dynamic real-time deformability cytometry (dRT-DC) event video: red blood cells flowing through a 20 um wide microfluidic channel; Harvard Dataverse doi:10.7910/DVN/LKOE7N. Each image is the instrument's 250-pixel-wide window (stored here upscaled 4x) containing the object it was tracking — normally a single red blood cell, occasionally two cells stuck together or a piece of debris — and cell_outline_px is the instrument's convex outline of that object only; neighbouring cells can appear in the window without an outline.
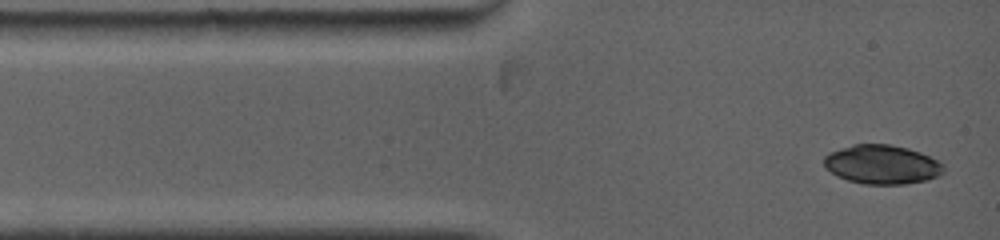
{"species": "common noctule bat (a hibernating species)", "species_latin": "Nyctalus noctula", "temperature_condition": "warm", "stored_images_in_passage": 5, "camera_frame_rate_fps": 5000, "um_per_image_px": 0.085, "animal": {"sex": "female", "body_mass_g": 19.0, "forearm_length_mm": 53.3}, "frame": {"image": 1, "passage_image": 1, "time_ms": 0.0, "image_size_px": [1000, 240], "cell_outline_px": [[944, 172], [928, 180], [904, 184], [864, 184], [848, 180], [836, 176], [824, 168], [824, 156], [828, 152], [852, 144], [888, 144], [908, 148], [920, 152], [944, 164]], "centroid_in_image_um": [74.93, 13.98], "position_along_channel_um": 10.1, "area_um2": 27.4}}